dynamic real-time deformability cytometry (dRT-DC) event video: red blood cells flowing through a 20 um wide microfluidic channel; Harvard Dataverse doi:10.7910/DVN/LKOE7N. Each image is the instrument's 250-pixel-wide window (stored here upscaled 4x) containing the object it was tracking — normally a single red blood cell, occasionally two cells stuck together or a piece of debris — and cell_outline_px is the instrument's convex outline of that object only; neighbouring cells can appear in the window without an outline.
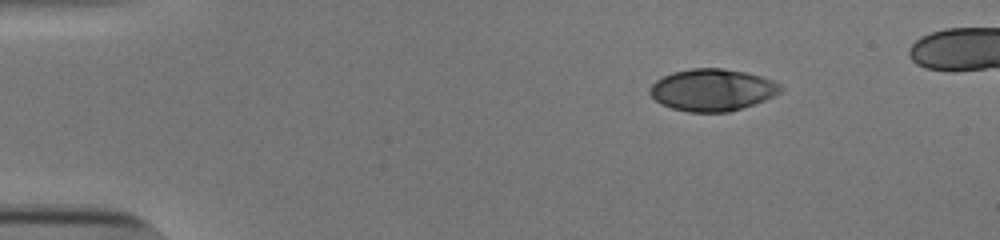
{"species": "human", "species_latin": "Homo sapiens", "temperature_condition": "cold", "stored_images_in_passage": 44, "camera_frame_rate_fps": 3000, "um_per_image_px": 0.085, "donor": {"sex": "male"}, "frame": {"image": 1, "passage_image": 1, "time_ms": 0.0, "image_size_px": [1000, 240], "cell_outline_px": [[784, 88], [780, 92], [764, 100], [728, 112], [688, 112], [672, 108], [660, 104], [648, 92], [652, 84], [656, 80], [672, 72], [692, 68], [720, 68], [744, 72], [776, 80], [784, 84]], "centroid_in_image_um": [60.56, 7.63], "position_along_channel_um": 24.4, "area_um2": 32.02}}
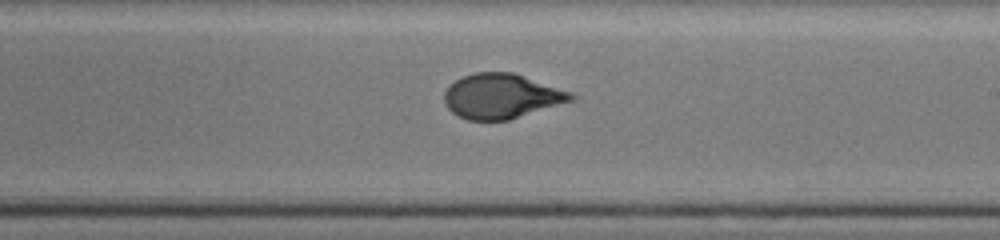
{"frame": {"image": 2, "passage_image": 25, "time_ms": 8.0, "image_size_px": [1000, 240], "cell_outline_px": [[576, 96], [572, 100], [508, 120], [468, 120], [452, 112], [448, 108], [444, 100], [444, 92], [456, 80], [464, 76], [476, 72], [512, 72], [572, 92]], "centroid_in_image_um": [42.62, 8.17], "position_along_channel_um": 246.4, "area_um2": 32.6}}
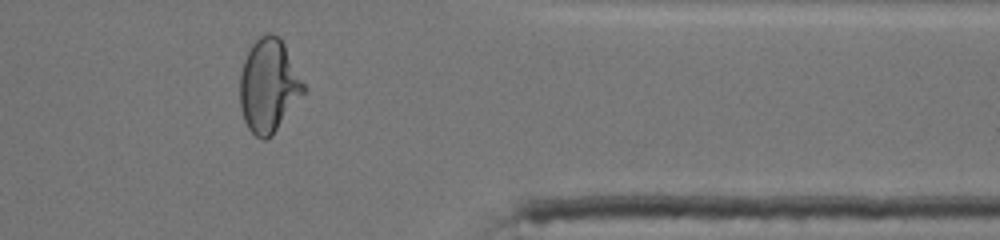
{"frame": {"image": 3, "passage_image": 37, "time_ms": 12.0, "image_size_px": [1000, 240], "cell_outline_px": [[304, 92], [272, 136], [264, 140], [260, 140], [248, 128], [244, 120], [240, 108], [240, 72], [244, 60], [252, 44], [260, 36], [268, 32], [272, 32], [280, 36], [304, 84]], "centroid_in_image_um": [22.81, 7.28], "position_along_channel_um": 388.6, "area_um2": 34.39}}